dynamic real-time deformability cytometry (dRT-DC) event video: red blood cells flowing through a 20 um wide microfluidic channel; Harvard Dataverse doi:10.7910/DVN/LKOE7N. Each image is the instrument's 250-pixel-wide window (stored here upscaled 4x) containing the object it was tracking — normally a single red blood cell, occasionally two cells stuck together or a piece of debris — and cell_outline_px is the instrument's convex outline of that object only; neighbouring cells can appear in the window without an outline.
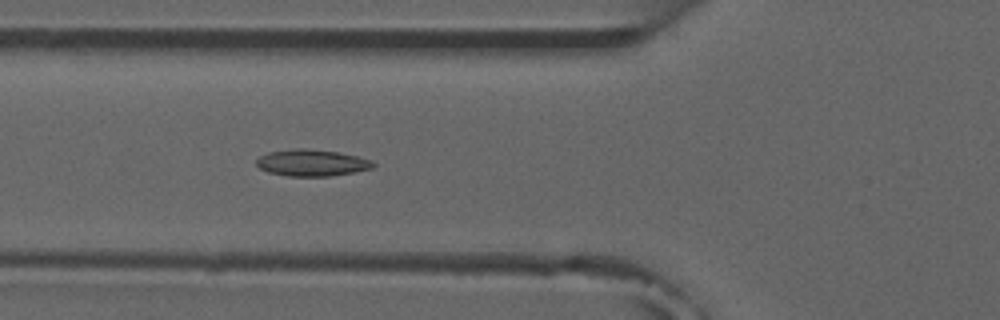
{"species": "common noctule bat (a hibernating species)", "species_latin": "Nyctalus noctula", "temperature_condition": "room temperature", "stored_images_in_passage": 6, "camera_frame_rate_fps": 3000, "um_per_image_px": 0.085, "animal": {"sex": "male", "forearm_length_mm": 52.5}, "frame": {"image": 1, "passage_image": 6, "time_ms": 5.667, "image_size_px": [1000, 320], "cell_outline_px": [[376, 164], [372, 168], [352, 172], [328, 176], [288, 176], [268, 172], [260, 168], [256, 164], [256, 160], [260, 156], [268, 152], [292, 148], [308, 148], [336, 152], [356, 156], [372, 160]], "centroid_in_image_um": [26.47, 13.83], "position_along_channel_um": 99.3, "area_um2": 18.03}}